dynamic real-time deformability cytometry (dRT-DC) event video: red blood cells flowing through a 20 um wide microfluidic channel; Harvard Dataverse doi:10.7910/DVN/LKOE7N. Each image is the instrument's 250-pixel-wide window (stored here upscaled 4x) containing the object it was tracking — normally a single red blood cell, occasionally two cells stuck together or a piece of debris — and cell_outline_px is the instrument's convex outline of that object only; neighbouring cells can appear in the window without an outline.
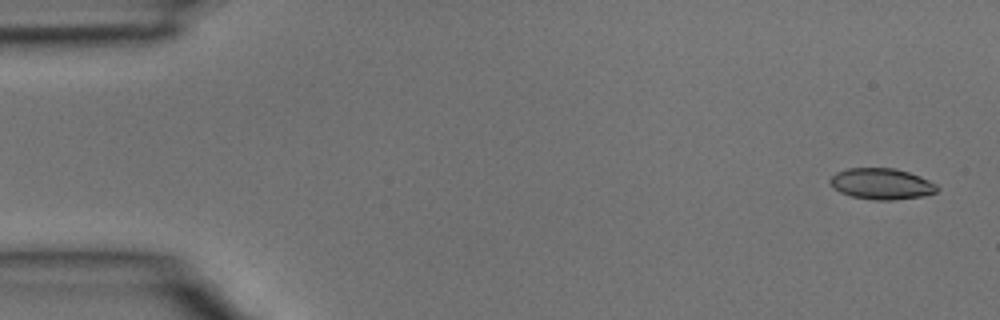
{"species": "common noctule bat (a hibernating species)", "species_latin": "Nyctalus noctula", "temperature_condition": "room temperature", "stored_images_in_passage": 5, "camera_frame_rate_fps": 3000, "um_per_image_px": 0.085, "animal": {"sex": "male", "body_mass_g": 15.6}, "frame": {"image": 1, "passage_image": 1, "time_ms": 0.0, "image_size_px": [1000, 320], "cell_outline_px": [[940, 188], [936, 192], [924, 196], [892, 200], [876, 200], [852, 196], [840, 192], [828, 180], [836, 172], [848, 168], [892, 168], [908, 172], [920, 176], [936, 184]], "centroid_in_image_um": [74.95, 15.62], "position_along_channel_um": 10.0, "area_um2": 19.25}}
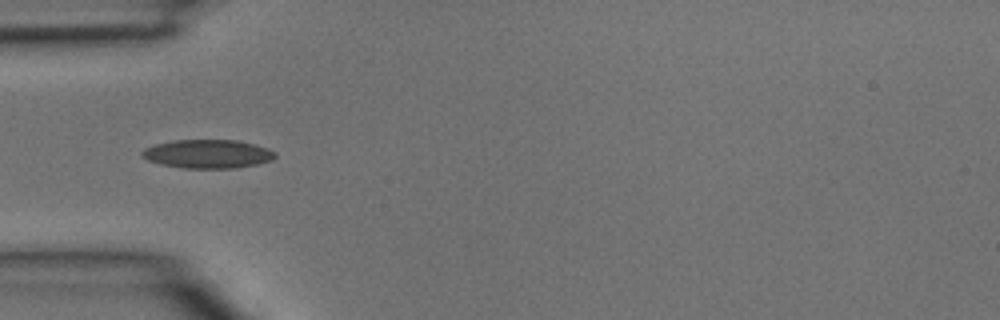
{"frame": {"image": 2, "passage_image": 4, "time_ms": 1.0, "image_size_px": [1000, 320], "cell_outline_px": [[276, 156], [272, 160], [256, 164], [236, 168], [184, 168], [160, 164], [148, 160], [140, 156], [140, 152], [144, 148], [156, 144], [176, 140], [236, 140], [256, 144], [268, 148], [276, 152]], "centroid_in_image_um": [17.66, 13.08], "position_along_channel_um": 67.3, "area_um2": 22.31}}